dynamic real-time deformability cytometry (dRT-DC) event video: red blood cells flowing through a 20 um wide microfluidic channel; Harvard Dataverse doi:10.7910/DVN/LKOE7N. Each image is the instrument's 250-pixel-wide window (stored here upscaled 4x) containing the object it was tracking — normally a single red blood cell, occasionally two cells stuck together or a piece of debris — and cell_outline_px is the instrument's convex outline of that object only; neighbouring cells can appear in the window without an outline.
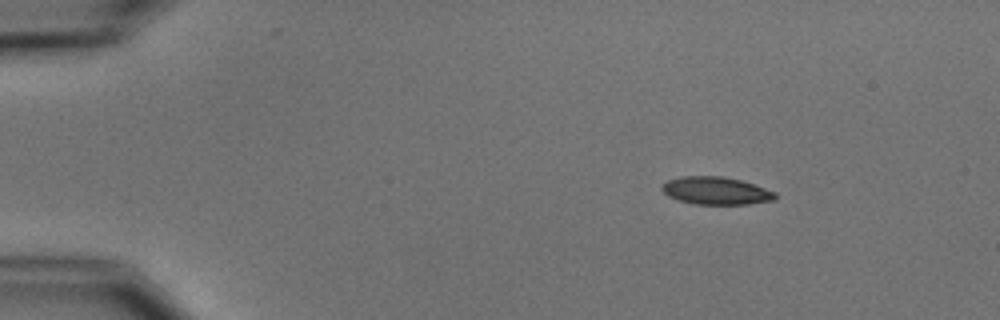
{"species": "common noctule bat (a hibernating species)", "species_latin": "Nyctalus noctula", "temperature_condition": "cold", "stored_images_in_passage": 3, "camera_frame_rate_fps": 3000, "um_per_image_px": 0.085, "animal": {"sex": "male", "body_mass_g": 15.6}, "frame": {"image": 1, "passage_image": 1, "time_ms": 0.0, "image_size_px": [1000, 320], "cell_outline_px": [[776, 200], [748, 204], [696, 204], [680, 200], [668, 196], [660, 188], [660, 184], [668, 180], [680, 176], [720, 176], [740, 180], [776, 192]], "centroid_in_image_um": [60.83, 16.21], "position_along_channel_um": 24.2, "area_um2": 18.21}}